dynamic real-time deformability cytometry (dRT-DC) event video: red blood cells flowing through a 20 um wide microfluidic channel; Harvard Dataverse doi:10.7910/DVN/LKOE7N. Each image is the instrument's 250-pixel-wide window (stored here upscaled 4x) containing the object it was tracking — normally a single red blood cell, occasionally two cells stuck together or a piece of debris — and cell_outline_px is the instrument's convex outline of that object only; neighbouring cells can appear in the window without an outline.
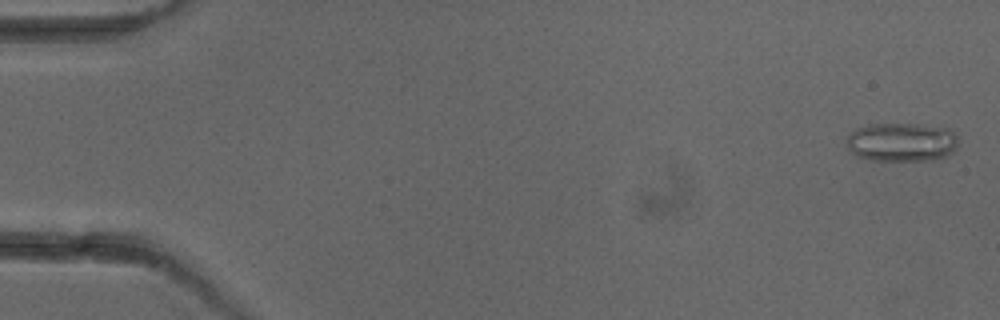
{"species": "common noctule bat (a hibernating species)", "species_latin": "Nyctalus noctula", "temperature_condition": "cold", "stored_images_in_passage": 9, "camera_frame_rate_fps": 3000, "um_per_image_px": 0.085, "animal": {"sex": "female"}, "frame": {"image": 1, "passage_image": 1, "time_ms": 0.0, "image_size_px": [1000, 320], "cell_outline_px": [[956, 148], [952, 152], [944, 156], [932, 160], [872, 160], [856, 156], [848, 148], [848, 136], [856, 128], [868, 124], [916, 124], [948, 128], [956, 136]], "centroid_in_image_um": [76.62, 12.07], "position_along_channel_um": 8.4, "area_um2": 25.03}}
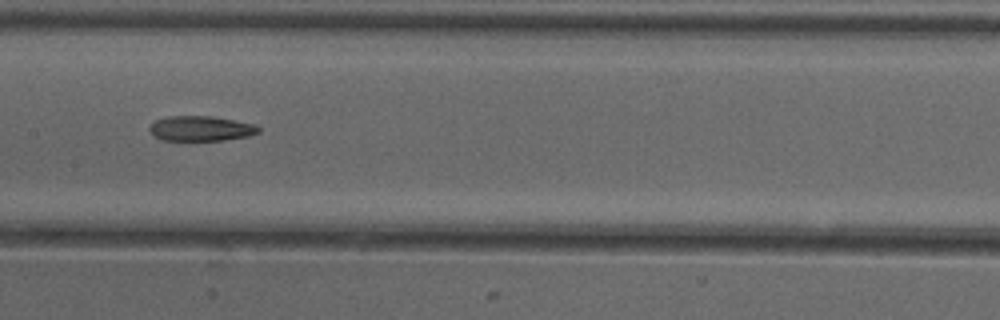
{"frame": {"image": 2, "passage_image": 7, "time_ms": 8.333, "image_size_px": [1000, 320], "cell_outline_px": [[260, 132], [248, 136], [224, 140], [164, 140], [156, 136], [148, 128], [156, 120], [168, 116], [212, 116], [256, 124], [260, 128]], "centroid_in_image_um": [17.12, 10.91], "position_along_channel_um": 190.3, "area_um2": 15.78}}
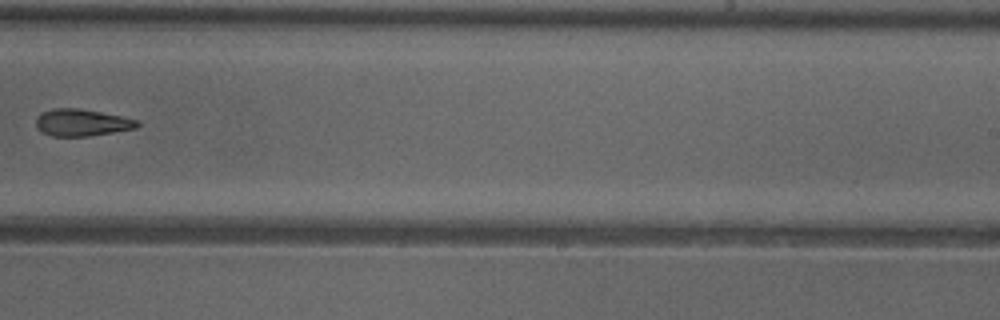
{"frame": {"image": 3, "passage_image": 9, "time_ms": 10.667, "image_size_px": [1000, 320], "cell_outline_px": [[140, 124], [136, 128], [88, 136], [52, 136], [36, 128], [36, 116], [40, 112], [52, 108], [80, 108], [140, 120]], "centroid_in_image_um": [6.92, 10.4], "position_along_channel_um": 282.1, "area_um2": 15.95}}